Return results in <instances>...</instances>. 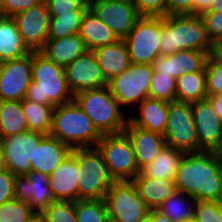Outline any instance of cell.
<instances>
[{
	"label": "cell",
	"instance_id": "cell-48",
	"mask_svg": "<svg viewBox=\"0 0 222 222\" xmlns=\"http://www.w3.org/2000/svg\"><path fill=\"white\" fill-rule=\"evenodd\" d=\"M212 0H198L195 1L193 6V14L200 15L201 13L208 11L210 9Z\"/></svg>",
	"mask_w": 222,
	"mask_h": 222
},
{
	"label": "cell",
	"instance_id": "cell-43",
	"mask_svg": "<svg viewBox=\"0 0 222 222\" xmlns=\"http://www.w3.org/2000/svg\"><path fill=\"white\" fill-rule=\"evenodd\" d=\"M133 3L141 16H166V0H134Z\"/></svg>",
	"mask_w": 222,
	"mask_h": 222
},
{
	"label": "cell",
	"instance_id": "cell-22",
	"mask_svg": "<svg viewBox=\"0 0 222 222\" xmlns=\"http://www.w3.org/2000/svg\"><path fill=\"white\" fill-rule=\"evenodd\" d=\"M168 107L169 102L167 101L147 97L134 109L133 114L131 112L128 114V122L164 135L168 119ZM134 112L136 113L134 114Z\"/></svg>",
	"mask_w": 222,
	"mask_h": 222
},
{
	"label": "cell",
	"instance_id": "cell-3",
	"mask_svg": "<svg viewBox=\"0 0 222 222\" xmlns=\"http://www.w3.org/2000/svg\"><path fill=\"white\" fill-rule=\"evenodd\" d=\"M65 78L64 68L39 51H32V81L25 99L47 106H59L73 101Z\"/></svg>",
	"mask_w": 222,
	"mask_h": 222
},
{
	"label": "cell",
	"instance_id": "cell-40",
	"mask_svg": "<svg viewBox=\"0 0 222 222\" xmlns=\"http://www.w3.org/2000/svg\"><path fill=\"white\" fill-rule=\"evenodd\" d=\"M193 222H222L219 201H196Z\"/></svg>",
	"mask_w": 222,
	"mask_h": 222
},
{
	"label": "cell",
	"instance_id": "cell-51",
	"mask_svg": "<svg viewBox=\"0 0 222 222\" xmlns=\"http://www.w3.org/2000/svg\"><path fill=\"white\" fill-rule=\"evenodd\" d=\"M222 11V0H212L210 9L205 12H221Z\"/></svg>",
	"mask_w": 222,
	"mask_h": 222
},
{
	"label": "cell",
	"instance_id": "cell-39",
	"mask_svg": "<svg viewBox=\"0 0 222 222\" xmlns=\"http://www.w3.org/2000/svg\"><path fill=\"white\" fill-rule=\"evenodd\" d=\"M207 96L222 94V62L212 53L205 63Z\"/></svg>",
	"mask_w": 222,
	"mask_h": 222
},
{
	"label": "cell",
	"instance_id": "cell-4",
	"mask_svg": "<svg viewBox=\"0 0 222 222\" xmlns=\"http://www.w3.org/2000/svg\"><path fill=\"white\" fill-rule=\"evenodd\" d=\"M73 100L90 118L101 135L119 134L124 131L128 114L124 112L107 86L76 93Z\"/></svg>",
	"mask_w": 222,
	"mask_h": 222
},
{
	"label": "cell",
	"instance_id": "cell-47",
	"mask_svg": "<svg viewBox=\"0 0 222 222\" xmlns=\"http://www.w3.org/2000/svg\"><path fill=\"white\" fill-rule=\"evenodd\" d=\"M145 222H172L165 215L160 213L157 209H152L149 211Z\"/></svg>",
	"mask_w": 222,
	"mask_h": 222
},
{
	"label": "cell",
	"instance_id": "cell-25",
	"mask_svg": "<svg viewBox=\"0 0 222 222\" xmlns=\"http://www.w3.org/2000/svg\"><path fill=\"white\" fill-rule=\"evenodd\" d=\"M92 51L107 82L120 75L131 65L128 47L124 40H118Z\"/></svg>",
	"mask_w": 222,
	"mask_h": 222
},
{
	"label": "cell",
	"instance_id": "cell-7",
	"mask_svg": "<svg viewBox=\"0 0 222 222\" xmlns=\"http://www.w3.org/2000/svg\"><path fill=\"white\" fill-rule=\"evenodd\" d=\"M153 72L152 64L131 63L120 75L107 82L111 94L123 110L126 108L127 114L148 97Z\"/></svg>",
	"mask_w": 222,
	"mask_h": 222
},
{
	"label": "cell",
	"instance_id": "cell-14",
	"mask_svg": "<svg viewBox=\"0 0 222 222\" xmlns=\"http://www.w3.org/2000/svg\"><path fill=\"white\" fill-rule=\"evenodd\" d=\"M44 136L39 132L27 130L20 134L0 138L6 169L14 175H27L30 172V161H33L34 148Z\"/></svg>",
	"mask_w": 222,
	"mask_h": 222
},
{
	"label": "cell",
	"instance_id": "cell-54",
	"mask_svg": "<svg viewBox=\"0 0 222 222\" xmlns=\"http://www.w3.org/2000/svg\"><path fill=\"white\" fill-rule=\"evenodd\" d=\"M27 222H45V219L41 213H35Z\"/></svg>",
	"mask_w": 222,
	"mask_h": 222
},
{
	"label": "cell",
	"instance_id": "cell-31",
	"mask_svg": "<svg viewBox=\"0 0 222 222\" xmlns=\"http://www.w3.org/2000/svg\"><path fill=\"white\" fill-rule=\"evenodd\" d=\"M176 100L194 103L207 98L205 68L198 72H188L176 79Z\"/></svg>",
	"mask_w": 222,
	"mask_h": 222
},
{
	"label": "cell",
	"instance_id": "cell-35",
	"mask_svg": "<svg viewBox=\"0 0 222 222\" xmlns=\"http://www.w3.org/2000/svg\"><path fill=\"white\" fill-rule=\"evenodd\" d=\"M77 222H110L103 199L75 201Z\"/></svg>",
	"mask_w": 222,
	"mask_h": 222
},
{
	"label": "cell",
	"instance_id": "cell-44",
	"mask_svg": "<svg viewBox=\"0 0 222 222\" xmlns=\"http://www.w3.org/2000/svg\"><path fill=\"white\" fill-rule=\"evenodd\" d=\"M41 1L42 0H1V16L13 17L15 14L27 10Z\"/></svg>",
	"mask_w": 222,
	"mask_h": 222
},
{
	"label": "cell",
	"instance_id": "cell-32",
	"mask_svg": "<svg viewBox=\"0 0 222 222\" xmlns=\"http://www.w3.org/2000/svg\"><path fill=\"white\" fill-rule=\"evenodd\" d=\"M21 101H0V138L27 131Z\"/></svg>",
	"mask_w": 222,
	"mask_h": 222
},
{
	"label": "cell",
	"instance_id": "cell-10",
	"mask_svg": "<svg viewBox=\"0 0 222 222\" xmlns=\"http://www.w3.org/2000/svg\"><path fill=\"white\" fill-rule=\"evenodd\" d=\"M161 17L141 16L124 39L134 64H152L160 56Z\"/></svg>",
	"mask_w": 222,
	"mask_h": 222
},
{
	"label": "cell",
	"instance_id": "cell-19",
	"mask_svg": "<svg viewBox=\"0 0 222 222\" xmlns=\"http://www.w3.org/2000/svg\"><path fill=\"white\" fill-rule=\"evenodd\" d=\"M212 53L179 50L171 55H160L152 63L153 70L160 74L171 75L177 79L188 72L202 71L205 68L207 57Z\"/></svg>",
	"mask_w": 222,
	"mask_h": 222
},
{
	"label": "cell",
	"instance_id": "cell-6",
	"mask_svg": "<svg viewBox=\"0 0 222 222\" xmlns=\"http://www.w3.org/2000/svg\"><path fill=\"white\" fill-rule=\"evenodd\" d=\"M71 155L78 163V200L103 199L115 182L97 147L74 148Z\"/></svg>",
	"mask_w": 222,
	"mask_h": 222
},
{
	"label": "cell",
	"instance_id": "cell-21",
	"mask_svg": "<svg viewBox=\"0 0 222 222\" xmlns=\"http://www.w3.org/2000/svg\"><path fill=\"white\" fill-rule=\"evenodd\" d=\"M72 148L57 138L45 135L34 148L30 171L40 172L48 176L64 161Z\"/></svg>",
	"mask_w": 222,
	"mask_h": 222
},
{
	"label": "cell",
	"instance_id": "cell-26",
	"mask_svg": "<svg viewBox=\"0 0 222 222\" xmlns=\"http://www.w3.org/2000/svg\"><path fill=\"white\" fill-rule=\"evenodd\" d=\"M185 152L165 145L153 161L140 170L136 177L175 180Z\"/></svg>",
	"mask_w": 222,
	"mask_h": 222
},
{
	"label": "cell",
	"instance_id": "cell-18",
	"mask_svg": "<svg viewBox=\"0 0 222 222\" xmlns=\"http://www.w3.org/2000/svg\"><path fill=\"white\" fill-rule=\"evenodd\" d=\"M198 137V151H213L222 135V121L208 98L191 103Z\"/></svg>",
	"mask_w": 222,
	"mask_h": 222
},
{
	"label": "cell",
	"instance_id": "cell-34",
	"mask_svg": "<svg viewBox=\"0 0 222 222\" xmlns=\"http://www.w3.org/2000/svg\"><path fill=\"white\" fill-rule=\"evenodd\" d=\"M87 9H76L72 13L50 16L48 39L64 38L79 33L81 21Z\"/></svg>",
	"mask_w": 222,
	"mask_h": 222
},
{
	"label": "cell",
	"instance_id": "cell-46",
	"mask_svg": "<svg viewBox=\"0 0 222 222\" xmlns=\"http://www.w3.org/2000/svg\"><path fill=\"white\" fill-rule=\"evenodd\" d=\"M198 0H166V16L193 14V6Z\"/></svg>",
	"mask_w": 222,
	"mask_h": 222
},
{
	"label": "cell",
	"instance_id": "cell-29",
	"mask_svg": "<svg viewBox=\"0 0 222 222\" xmlns=\"http://www.w3.org/2000/svg\"><path fill=\"white\" fill-rule=\"evenodd\" d=\"M30 52L21 39L15 20L0 16V62L18 59Z\"/></svg>",
	"mask_w": 222,
	"mask_h": 222
},
{
	"label": "cell",
	"instance_id": "cell-42",
	"mask_svg": "<svg viewBox=\"0 0 222 222\" xmlns=\"http://www.w3.org/2000/svg\"><path fill=\"white\" fill-rule=\"evenodd\" d=\"M49 16H58L61 13H72L76 9H88L86 0H44Z\"/></svg>",
	"mask_w": 222,
	"mask_h": 222
},
{
	"label": "cell",
	"instance_id": "cell-41",
	"mask_svg": "<svg viewBox=\"0 0 222 222\" xmlns=\"http://www.w3.org/2000/svg\"><path fill=\"white\" fill-rule=\"evenodd\" d=\"M203 20L207 35L215 46L222 42V11L203 12L199 15Z\"/></svg>",
	"mask_w": 222,
	"mask_h": 222
},
{
	"label": "cell",
	"instance_id": "cell-55",
	"mask_svg": "<svg viewBox=\"0 0 222 222\" xmlns=\"http://www.w3.org/2000/svg\"><path fill=\"white\" fill-rule=\"evenodd\" d=\"M219 207H220V210H221V216H222V200L219 201Z\"/></svg>",
	"mask_w": 222,
	"mask_h": 222
},
{
	"label": "cell",
	"instance_id": "cell-38",
	"mask_svg": "<svg viewBox=\"0 0 222 222\" xmlns=\"http://www.w3.org/2000/svg\"><path fill=\"white\" fill-rule=\"evenodd\" d=\"M41 214L45 222H77L74 201L56 200Z\"/></svg>",
	"mask_w": 222,
	"mask_h": 222
},
{
	"label": "cell",
	"instance_id": "cell-28",
	"mask_svg": "<svg viewBox=\"0 0 222 222\" xmlns=\"http://www.w3.org/2000/svg\"><path fill=\"white\" fill-rule=\"evenodd\" d=\"M132 183L147 207L157 209L176 190L175 180L135 177Z\"/></svg>",
	"mask_w": 222,
	"mask_h": 222
},
{
	"label": "cell",
	"instance_id": "cell-27",
	"mask_svg": "<svg viewBox=\"0 0 222 222\" xmlns=\"http://www.w3.org/2000/svg\"><path fill=\"white\" fill-rule=\"evenodd\" d=\"M79 35L85 42L88 50L110 45L119 40L114 32L90 8L86 10L82 17Z\"/></svg>",
	"mask_w": 222,
	"mask_h": 222
},
{
	"label": "cell",
	"instance_id": "cell-16",
	"mask_svg": "<svg viewBox=\"0 0 222 222\" xmlns=\"http://www.w3.org/2000/svg\"><path fill=\"white\" fill-rule=\"evenodd\" d=\"M68 88L74 94L100 89L107 81L92 50H87L64 68Z\"/></svg>",
	"mask_w": 222,
	"mask_h": 222
},
{
	"label": "cell",
	"instance_id": "cell-23",
	"mask_svg": "<svg viewBox=\"0 0 222 222\" xmlns=\"http://www.w3.org/2000/svg\"><path fill=\"white\" fill-rule=\"evenodd\" d=\"M78 163L70 154L49 176V185L56 200H78Z\"/></svg>",
	"mask_w": 222,
	"mask_h": 222
},
{
	"label": "cell",
	"instance_id": "cell-45",
	"mask_svg": "<svg viewBox=\"0 0 222 222\" xmlns=\"http://www.w3.org/2000/svg\"><path fill=\"white\" fill-rule=\"evenodd\" d=\"M14 176L8 169L0 170V205L14 198Z\"/></svg>",
	"mask_w": 222,
	"mask_h": 222
},
{
	"label": "cell",
	"instance_id": "cell-15",
	"mask_svg": "<svg viewBox=\"0 0 222 222\" xmlns=\"http://www.w3.org/2000/svg\"><path fill=\"white\" fill-rule=\"evenodd\" d=\"M23 43L30 51H39L48 39L50 16L44 0L12 17Z\"/></svg>",
	"mask_w": 222,
	"mask_h": 222
},
{
	"label": "cell",
	"instance_id": "cell-50",
	"mask_svg": "<svg viewBox=\"0 0 222 222\" xmlns=\"http://www.w3.org/2000/svg\"><path fill=\"white\" fill-rule=\"evenodd\" d=\"M212 152L222 167V135L220 136L219 143Z\"/></svg>",
	"mask_w": 222,
	"mask_h": 222
},
{
	"label": "cell",
	"instance_id": "cell-12",
	"mask_svg": "<svg viewBox=\"0 0 222 222\" xmlns=\"http://www.w3.org/2000/svg\"><path fill=\"white\" fill-rule=\"evenodd\" d=\"M92 12L116 35L124 40L141 17L134 3L129 0H90Z\"/></svg>",
	"mask_w": 222,
	"mask_h": 222
},
{
	"label": "cell",
	"instance_id": "cell-1",
	"mask_svg": "<svg viewBox=\"0 0 222 222\" xmlns=\"http://www.w3.org/2000/svg\"><path fill=\"white\" fill-rule=\"evenodd\" d=\"M176 190L196 201L222 200V167L211 151L185 153L175 178Z\"/></svg>",
	"mask_w": 222,
	"mask_h": 222
},
{
	"label": "cell",
	"instance_id": "cell-2",
	"mask_svg": "<svg viewBox=\"0 0 222 222\" xmlns=\"http://www.w3.org/2000/svg\"><path fill=\"white\" fill-rule=\"evenodd\" d=\"M159 48L162 56L174 54L179 50L214 51L203 20L194 14L161 17Z\"/></svg>",
	"mask_w": 222,
	"mask_h": 222
},
{
	"label": "cell",
	"instance_id": "cell-24",
	"mask_svg": "<svg viewBox=\"0 0 222 222\" xmlns=\"http://www.w3.org/2000/svg\"><path fill=\"white\" fill-rule=\"evenodd\" d=\"M87 50L85 42L77 33L64 38L47 39L39 52L58 66L65 68Z\"/></svg>",
	"mask_w": 222,
	"mask_h": 222
},
{
	"label": "cell",
	"instance_id": "cell-8",
	"mask_svg": "<svg viewBox=\"0 0 222 222\" xmlns=\"http://www.w3.org/2000/svg\"><path fill=\"white\" fill-rule=\"evenodd\" d=\"M96 147L115 182L132 181L140 173L131 142L123 132L102 135Z\"/></svg>",
	"mask_w": 222,
	"mask_h": 222
},
{
	"label": "cell",
	"instance_id": "cell-11",
	"mask_svg": "<svg viewBox=\"0 0 222 222\" xmlns=\"http://www.w3.org/2000/svg\"><path fill=\"white\" fill-rule=\"evenodd\" d=\"M164 138L166 145L185 153L198 151V137L191 103L171 101Z\"/></svg>",
	"mask_w": 222,
	"mask_h": 222
},
{
	"label": "cell",
	"instance_id": "cell-30",
	"mask_svg": "<svg viewBox=\"0 0 222 222\" xmlns=\"http://www.w3.org/2000/svg\"><path fill=\"white\" fill-rule=\"evenodd\" d=\"M196 200L181 191H175L157 210L172 222H193Z\"/></svg>",
	"mask_w": 222,
	"mask_h": 222
},
{
	"label": "cell",
	"instance_id": "cell-13",
	"mask_svg": "<svg viewBox=\"0 0 222 222\" xmlns=\"http://www.w3.org/2000/svg\"><path fill=\"white\" fill-rule=\"evenodd\" d=\"M32 81V51L0 62V101H22Z\"/></svg>",
	"mask_w": 222,
	"mask_h": 222
},
{
	"label": "cell",
	"instance_id": "cell-49",
	"mask_svg": "<svg viewBox=\"0 0 222 222\" xmlns=\"http://www.w3.org/2000/svg\"><path fill=\"white\" fill-rule=\"evenodd\" d=\"M210 100L215 113L218 115L220 120L222 121V94L215 95V96H207Z\"/></svg>",
	"mask_w": 222,
	"mask_h": 222
},
{
	"label": "cell",
	"instance_id": "cell-9",
	"mask_svg": "<svg viewBox=\"0 0 222 222\" xmlns=\"http://www.w3.org/2000/svg\"><path fill=\"white\" fill-rule=\"evenodd\" d=\"M103 200L110 222H145L150 211L132 181L114 182Z\"/></svg>",
	"mask_w": 222,
	"mask_h": 222
},
{
	"label": "cell",
	"instance_id": "cell-37",
	"mask_svg": "<svg viewBox=\"0 0 222 222\" xmlns=\"http://www.w3.org/2000/svg\"><path fill=\"white\" fill-rule=\"evenodd\" d=\"M34 214L27 202L14 198L0 205V222H27Z\"/></svg>",
	"mask_w": 222,
	"mask_h": 222
},
{
	"label": "cell",
	"instance_id": "cell-33",
	"mask_svg": "<svg viewBox=\"0 0 222 222\" xmlns=\"http://www.w3.org/2000/svg\"><path fill=\"white\" fill-rule=\"evenodd\" d=\"M21 107L28 130L49 135L55 107L29 101L25 98L21 101Z\"/></svg>",
	"mask_w": 222,
	"mask_h": 222
},
{
	"label": "cell",
	"instance_id": "cell-53",
	"mask_svg": "<svg viewBox=\"0 0 222 222\" xmlns=\"http://www.w3.org/2000/svg\"><path fill=\"white\" fill-rule=\"evenodd\" d=\"M213 54L222 62V42L214 46Z\"/></svg>",
	"mask_w": 222,
	"mask_h": 222
},
{
	"label": "cell",
	"instance_id": "cell-56",
	"mask_svg": "<svg viewBox=\"0 0 222 222\" xmlns=\"http://www.w3.org/2000/svg\"><path fill=\"white\" fill-rule=\"evenodd\" d=\"M0 16H1V0H0Z\"/></svg>",
	"mask_w": 222,
	"mask_h": 222
},
{
	"label": "cell",
	"instance_id": "cell-5",
	"mask_svg": "<svg viewBox=\"0 0 222 222\" xmlns=\"http://www.w3.org/2000/svg\"><path fill=\"white\" fill-rule=\"evenodd\" d=\"M49 136L74 148L96 147L101 134L73 100L55 106Z\"/></svg>",
	"mask_w": 222,
	"mask_h": 222
},
{
	"label": "cell",
	"instance_id": "cell-20",
	"mask_svg": "<svg viewBox=\"0 0 222 222\" xmlns=\"http://www.w3.org/2000/svg\"><path fill=\"white\" fill-rule=\"evenodd\" d=\"M123 133L129 138L138 169L155 159L166 145L164 135L140 128L127 122Z\"/></svg>",
	"mask_w": 222,
	"mask_h": 222
},
{
	"label": "cell",
	"instance_id": "cell-17",
	"mask_svg": "<svg viewBox=\"0 0 222 222\" xmlns=\"http://www.w3.org/2000/svg\"><path fill=\"white\" fill-rule=\"evenodd\" d=\"M14 199L27 202L35 213H42L56 201L49 185V176L35 171L14 176Z\"/></svg>",
	"mask_w": 222,
	"mask_h": 222
},
{
	"label": "cell",
	"instance_id": "cell-52",
	"mask_svg": "<svg viewBox=\"0 0 222 222\" xmlns=\"http://www.w3.org/2000/svg\"><path fill=\"white\" fill-rule=\"evenodd\" d=\"M6 169V161L4 155V149L0 141V170Z\"/></svg>",
	"mask_w": 222,
	"mask_h": 222
},
{
	"label": "cell",
	"instance_id": "cell-36",
	"mask_svg": "<svg viewBox=\"0 0 222 222\" xmlns=\"http://www.w3.org/2000/svg\"><path fill=\"white\" fill-rule=\"evenodd\" d=\"M176 84V79L171 75L154 71L148 89V97L167 102L174 101L176 100Z\"/></svg>",
	"mask_w": 222,
	"mask_h": 222
}]
</instances>
